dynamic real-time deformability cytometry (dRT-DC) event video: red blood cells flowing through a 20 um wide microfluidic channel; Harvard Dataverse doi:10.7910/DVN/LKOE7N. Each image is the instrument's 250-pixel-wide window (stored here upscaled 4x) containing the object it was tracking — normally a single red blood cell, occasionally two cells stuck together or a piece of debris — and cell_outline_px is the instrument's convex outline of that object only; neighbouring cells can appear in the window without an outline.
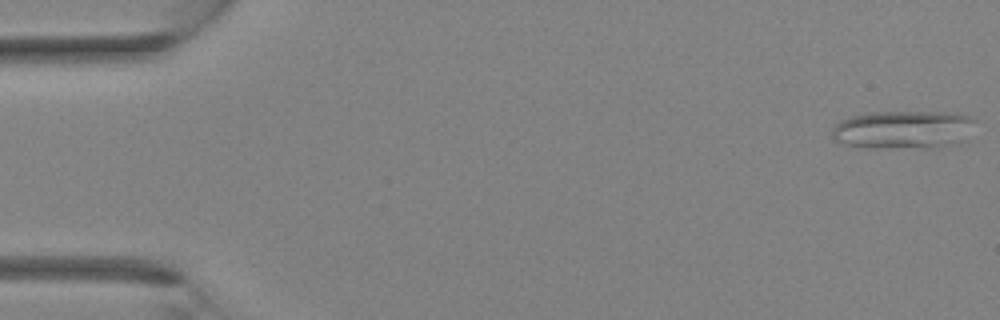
{"species": "Egyptian fruit bat (a non-hibernating species)", "species_latin": "Rousettus aegyptiacus", "temperature_condition": "room temperature", "stored_images_in_passage": 34, "segment_of_instrument_passage": [1, 2], "camera_frame_rate_fps": 3000, "um_per_image_px": 0.085, "animal": {"sex": "female"}, "frame": {"image": 1, "passage_image": 1, "time_ms": 0.0, "image_size_px": [1000, 320], "cell_outline_px": [[976, 120], [964, 140], [960, 144], [928, 148], [864, 148], [844, 144], [836, 140], [832, 136], [832, 128], [840, 120], [848, 116], [872, 112], [956, 112], [972, 116]], "centroid_in_image_um": [76.79, 11.02], "position_along_channel_um": 8.2, "area_um2": 32.54}}
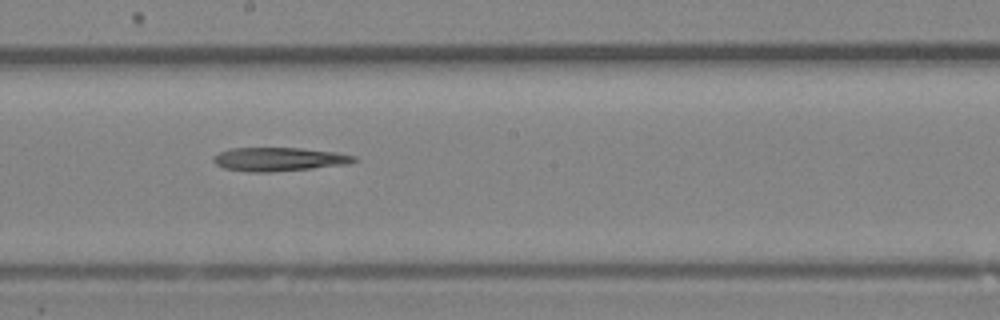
{"frame": {"image": 2, "passage_image": 20, "time_ms": 6.333, "image_size_px": [1000, 320], "cell_outline_px": [[360, 160], [348, 164], [312, 168], [268, 172], [248, 172], [224, 168], [216, 164], [212, 160], [212, 156], [228, 148], [300, 148], [336, 152], [356, 156]], "centroid_in_image_um": [23.71, 13.53], "position_along_channel_um": 224.5, "area_um2": 19.48}}
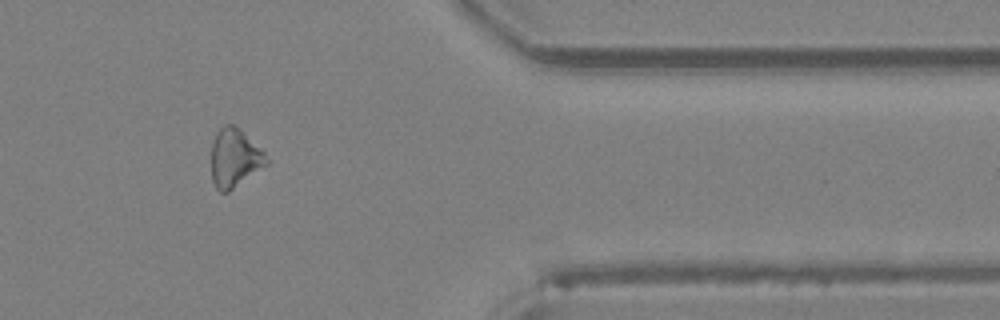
{"frame": {"image": 3, "passage_image": 30, "time_ms": 9.667, "image_size_px": [1000, 320], "cell_outline_px": [[268, 164], [228, 192], [220, 192], [216, 188], [212, 180], [212, 140], [216, 132], [224, 124], [232, 124], [240, 128], [264, 152], [268, 160]], "centroid_in_image_um": [19.93, 13.41], "position_along_channel_um": 391.5, "area_um2": 18.79}}